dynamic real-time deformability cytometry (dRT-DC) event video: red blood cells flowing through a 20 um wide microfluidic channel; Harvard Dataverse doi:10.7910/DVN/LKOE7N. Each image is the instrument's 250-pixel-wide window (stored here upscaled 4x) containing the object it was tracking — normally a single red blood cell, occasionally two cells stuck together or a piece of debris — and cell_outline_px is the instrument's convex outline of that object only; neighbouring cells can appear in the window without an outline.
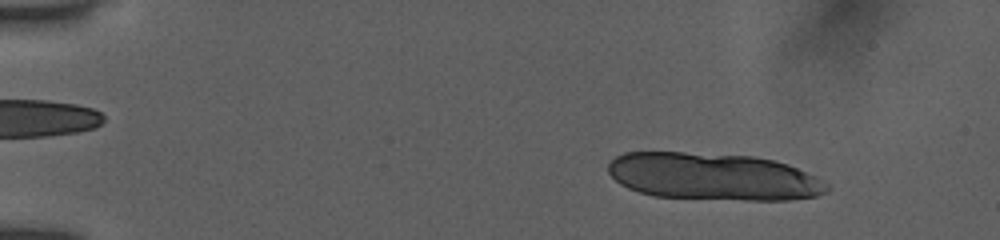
{"species": "human", "species_latin": "Homo sapiens", "temperature_condition": "room temperature", "stored_images_in_passage": 17, "camera_frame_rate_fps": 3000, "um_per_image_px": 0.085, "donor": {"sex": "female"}, "frame": {"image": 1, "passage_image": 6, "time_ms": 1.667, "image_size_px": [1000, 240], "cell_outline_px": [[828, 188], [824, 192], [816, 196], [788, 200], [744, 200], [656, 196], [640, 192], [628, 188], [620, 184], [608, 172], [608, 164], [616, 156], [624, 152], [684, 152], [752, 156], [772, 160], [788, 164], [816, 176], [828, 184]], "centroid_in_image_um": [60.62, 15.01], "position_along_channel_um": 24.4, "area_um2": 60.05}}